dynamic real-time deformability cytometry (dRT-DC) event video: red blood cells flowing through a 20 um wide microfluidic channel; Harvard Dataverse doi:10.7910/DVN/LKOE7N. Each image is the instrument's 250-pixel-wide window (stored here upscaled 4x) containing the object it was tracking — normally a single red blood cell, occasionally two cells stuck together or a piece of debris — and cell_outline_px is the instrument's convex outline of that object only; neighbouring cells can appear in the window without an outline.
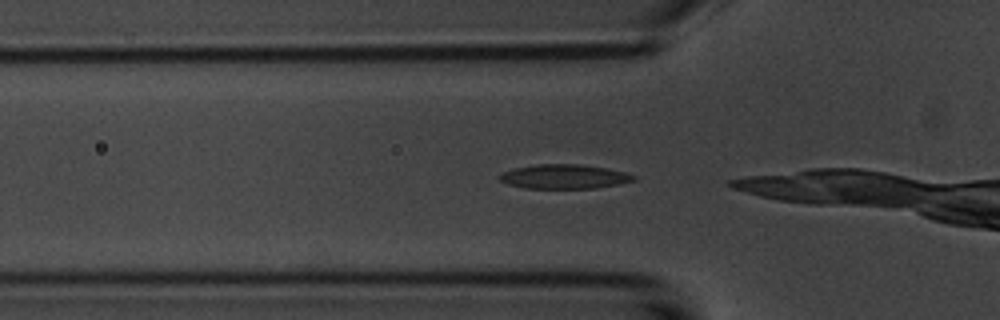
{"species": "common noctule bat (a hibernating species)", "species_latin": "Nyctalus noctula", "temperature_condition": "room temperature", "stored_images_in_passage": 4, "camera_frame_rate_fps": 3000, "um_per_image_px": 0.085, "animal": {"sex": "male", "body_mass_g": 20.1, "forearm_length_mm": 53.5}, "frame": {"image": 1, "passage_image": 4, "time_ms": 3.667, "image_size_px": [1000, 320], "cell_outline_px": [[636, 180], [620, 184], [596, 188], [524, 188], [508, 184], [500, 180], [500, 176], [504, 172], [512, 168], [536, 164], [580, 164], [608, 168], [624, 172], [636, 176]], "centroid_in_image_um": [47.98, 15.0], "position_along_channel_um": 77.8, "area_um2": 19.02}}